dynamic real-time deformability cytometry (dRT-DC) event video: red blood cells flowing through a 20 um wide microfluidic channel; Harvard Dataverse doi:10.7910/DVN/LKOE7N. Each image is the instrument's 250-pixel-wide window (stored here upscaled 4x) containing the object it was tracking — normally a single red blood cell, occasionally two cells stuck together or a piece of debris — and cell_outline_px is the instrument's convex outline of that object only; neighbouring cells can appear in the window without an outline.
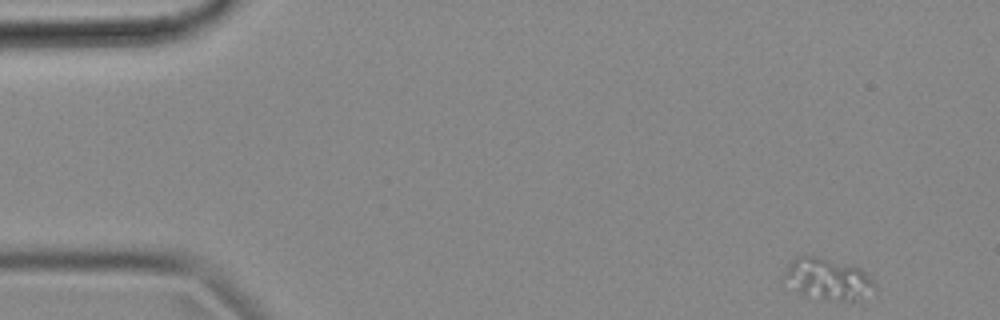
{"species": "common noctule bat (a hibernating species)", "species_latin": "Nyctalus noctula", "temperature_condition": "cold", "stored_images_in_passage": 53, "camera_frame_rate_fps": 3000, "um_per_image_px": 0.085, "animal": {"sex": "female", "body_mass_g": 18.4}, "frame": {"image": 1, "passage_image": 1, "time_ms": 0.0, "image_size_px": [1000, 320], "cell_outline_px": [[876, 288], [860, 300], [852, 304], [804, 296], [784, 276], [788, 264], [796, 256], [820, 256], [852, 264], [860, 268], [876, 284]], "centroid_in_image_um": [70.45, 23.74], "position_along_channel_um": 14.5, "area_um2": 22.2}}
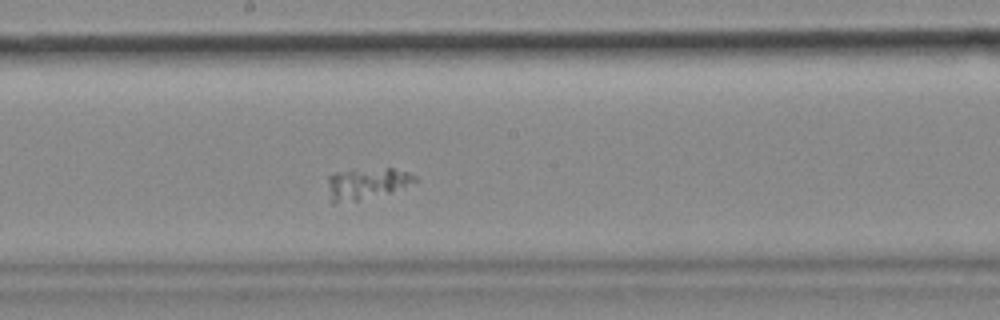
{"frame": {"image": 2, "passage_image": 27, "time_ms": 8.667, "image_size_px": [1000, 320], "cell_outline_px": [[420, 180], [388, 192], [356, 200], [332, 204], [328, 184], [328, 176], [332, 172], [352, 168], [392, 168], [408, 172], [416, 176]], "centroid_in_image_um": [31.12, 15.54], "position_along_channel_um": 217.1, "area_um2": 15.95}}
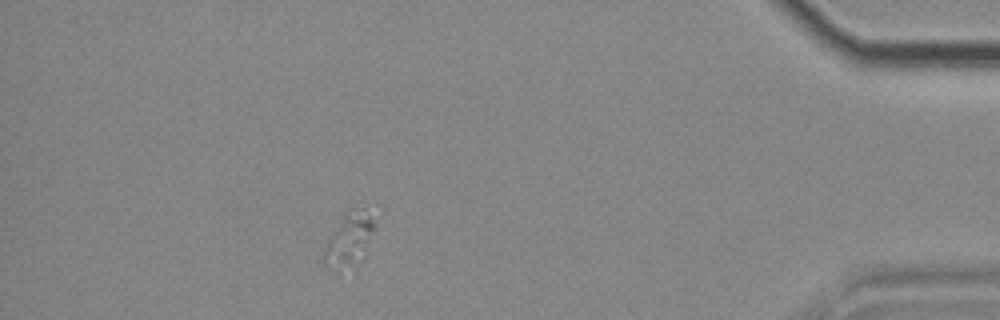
{"frame": {"image": 3, "passage_image": 47, "time_ms": 15.333, "image_size_px": [1000, 320], "cell_outline_px": [[376, 224], [356, 256], [348, 268], [340, 272], [332, 272], [320, 260], [324, 248], [340, 216], [344, 212], [352, 208], [360, 208]], "centroid_in_image_um": [29.48, 20.37], "position_along_channel_um": 405.7, "area_um2": 14.74}}